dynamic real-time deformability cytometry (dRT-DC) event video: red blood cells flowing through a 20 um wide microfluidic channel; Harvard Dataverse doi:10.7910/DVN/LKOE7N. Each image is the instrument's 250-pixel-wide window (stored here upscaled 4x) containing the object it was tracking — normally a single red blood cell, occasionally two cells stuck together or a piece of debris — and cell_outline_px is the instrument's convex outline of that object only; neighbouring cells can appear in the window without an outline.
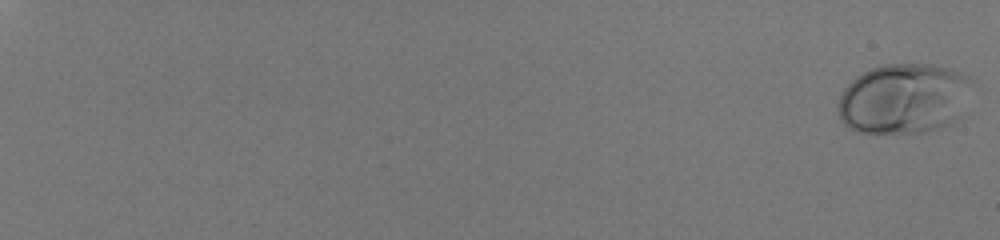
{"species": "human", "species_latin": "Homo sapiens", "temperature_condition": "room temperature", "stored_images_in_passage": 57, "camera_frame_rate_fps": 3000, "um_per_image_px": 0.085, "donor": {"sex": "male"}, "frame": {"image": 1, "passage_image": 1, "time_ms": 0.0, "image_size_px": [1000, 240], "cell_outline_px": [[972, 80], [952, 124], [924, 132], [860, 132], [848, 128], [840, 120], [836, 108], [840, 96], [844, 88], [856, 76], [872, 68], [884, 64], [932, 64], [952, 68], [968, 76]], "centroid_in_image_um": [76.74, 8.37], "position_along_channel_um": 8.3, "area_um2": 54.33}}
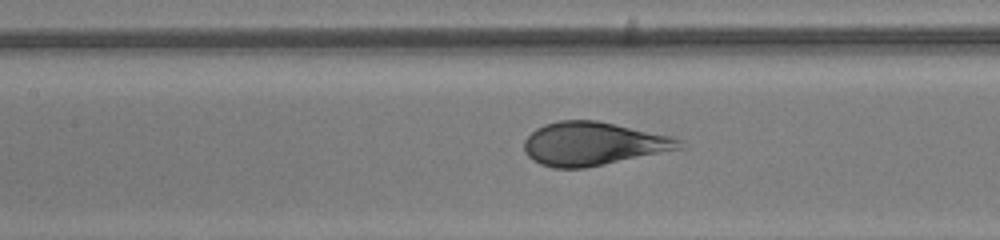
{"frame": {"image": 2, "passage_image": 33, "time_ms": 10.667, "image_size_px": [1000, 240], "cell_outline_px": [[684, 148], [584, 168], [552, 168], [540, 164], [532, 160], [524, 152], [524, 140], [536, 128], [544, 124], [560, 120], [596, 120], [672, 136], [684, 140]], "centroid_in_image_um": [50.42, 12.22], "position_along_channel_um": 157.0, "area_um2": 39.3}}
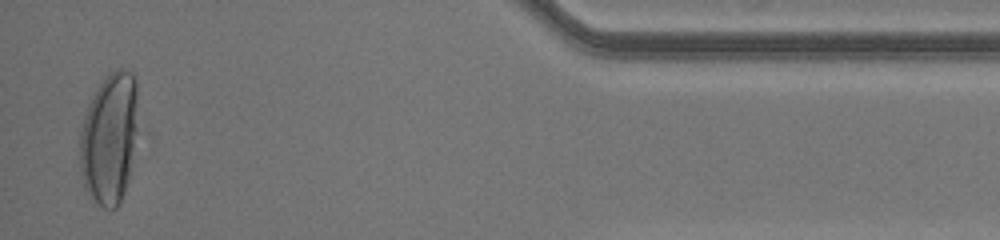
{"frame": {"image": 3, "passage_image": 56, "time_ms": 18.333, "image_size_px": [1000, 240], "cell_outline_px": [[140, 136], [128, 180], [120, 204], [116, 208], [104, 208], [84, 188], [80, 172], [80, 132], [84, 116], [88, 104], [92, 96], [100, 84], [116, 68], [124, 68], [132, 72], [136, 76]], "centroid_in_image_um": [9.36, 11.73], "position_along_channel_um": 425.8, "area_um2": 45.78}, "authors_computed_cell_mechanics": {"area_um2": 42.5986, "velocity_mm_per_s": 4.1001, "shape_relaxation_time_tau1_ms": 3.4052, "shape_relaxation_time_tau2_ms": null, "deformation_change_tau1": 0.1989, "deformation_change_tau2": null}}